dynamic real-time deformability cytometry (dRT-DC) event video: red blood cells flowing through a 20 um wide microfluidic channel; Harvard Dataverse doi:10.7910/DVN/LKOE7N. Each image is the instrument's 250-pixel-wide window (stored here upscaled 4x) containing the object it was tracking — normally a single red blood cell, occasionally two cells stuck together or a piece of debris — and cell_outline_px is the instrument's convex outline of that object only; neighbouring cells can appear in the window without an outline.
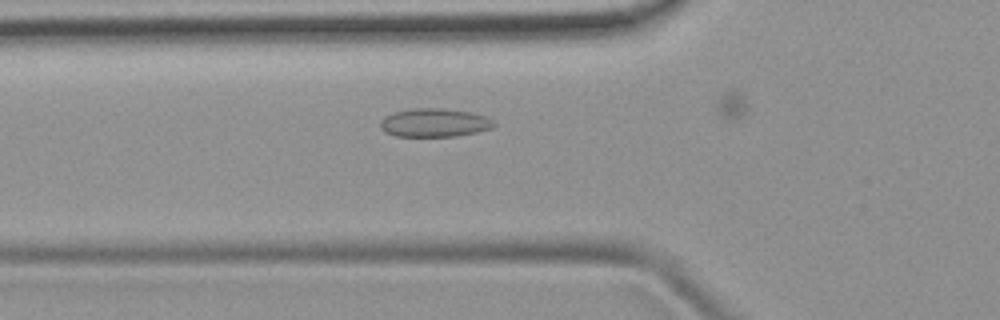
{"species": "common noctule bat (a hibernating species)", "species_latin": "Nyctalus noctula", "temperature_condition": "room temperature", "stored_images_in_passage": 36, "camera_frame_rate_fps": 3000, "um_per_image_px": 0.085, "animal": {"sex": "female", "body_mass_g": 19.9}, "frame": {"image": 1, "passage_image": 4, "time_ms": 1.0, "image_size_px": [1000, 320], "cell_outline_px": [[496, 124], [492, 128], [476, 132], [456, 136], [396, 136], [384, 132], [380, 128], [380, 120], [384, 116], [392, 112], [412, 108], [440, 108], [472, 112], [484, 116], [492, 120]], "centroid_in_image_um": [36.88, 10.42], "position_along_channel_um": 88.9, "area_um2": 18.96}}
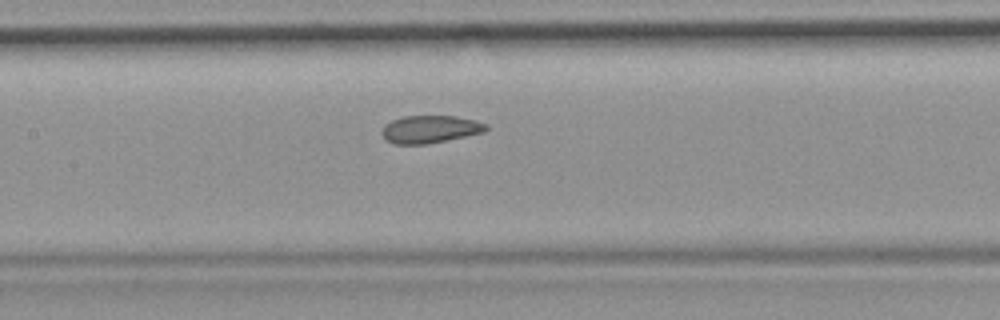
{"frame": {"image": 2, "passage_image": 10, "time_ms": 3.0, "image_size_px": [1000, 320], "cell_outline_px": [[488, 128], [484, 132], [428, 144], [396, 144], [388, 140], [380, 132], [384, 124], [392, 120], [404, 116], [456, 116], [476, 120], [488, 124]], "centroid_in_image_um": [36.57, 10.97], "position_along_channel_um": 170.8, "area_um2": 16.76}}
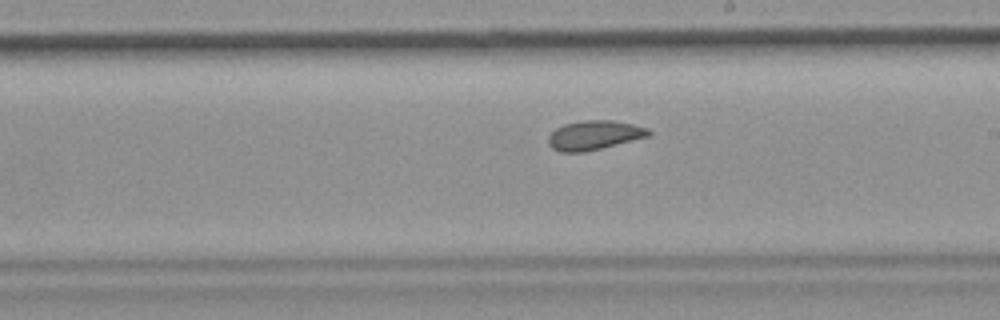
{"frame": {"image": 3, "passage_image": 15, "time_ms": 4.667, "image_size_px": [1000, 320], "cell_outline_px": [[652, 136], [584, 152], [560, 152], [552, 148], [548, 144], [548, 136], [556, 128], [564, 124], [580, 120], [612, 120], [632, 124], [648, 128], [652, 132]], "centroid_in_image_um": [50.52, 11.49], "position_along_channel_um": 238.5, "area_um2": 17.28}}